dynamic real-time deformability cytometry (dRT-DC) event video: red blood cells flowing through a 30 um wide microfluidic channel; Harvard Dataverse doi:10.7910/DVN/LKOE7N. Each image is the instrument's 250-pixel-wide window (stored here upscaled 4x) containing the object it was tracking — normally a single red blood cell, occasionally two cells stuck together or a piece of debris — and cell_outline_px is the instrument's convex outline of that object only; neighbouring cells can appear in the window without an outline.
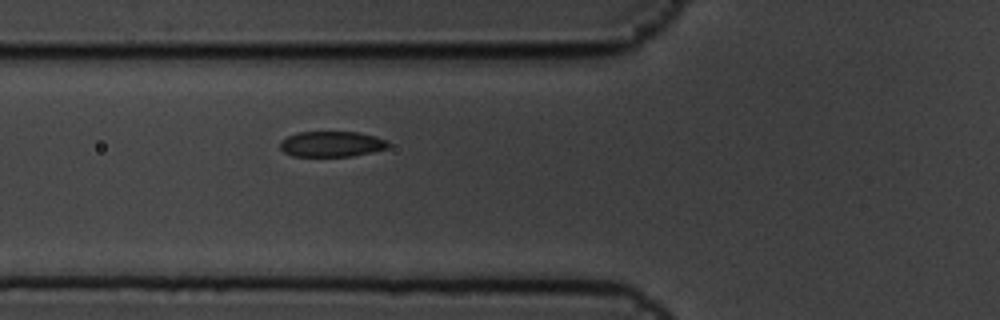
{"species": "common noctule bat (a hibernating species)", "species_latin": "Nyctalus noctula", "temperature_condition": "cold", "stored_images_in_passage": 7, "camera_frame_rate_fps": 3000, "um_per_image_px": 0.085, "animal": {"sex": "male", "body_mass_g": 19.5, "forearm_length_mm": 54.6}, "frame": {"image": 1, "passage_image": 7, "time_ms": 2.0, "image_size_px": [1000, 320], "cell_outline_px": [[388, 148], [372, 152], [352, 156], [292, 156], [284, 152], [280, 148], [280, 140], [296, 132], [360, 132], [376, 136], [388, 140]], "centroid_in_image_um": [28.19, 12.24], "position_along_channel_um": 97.6, "area_um2": 16.24}}